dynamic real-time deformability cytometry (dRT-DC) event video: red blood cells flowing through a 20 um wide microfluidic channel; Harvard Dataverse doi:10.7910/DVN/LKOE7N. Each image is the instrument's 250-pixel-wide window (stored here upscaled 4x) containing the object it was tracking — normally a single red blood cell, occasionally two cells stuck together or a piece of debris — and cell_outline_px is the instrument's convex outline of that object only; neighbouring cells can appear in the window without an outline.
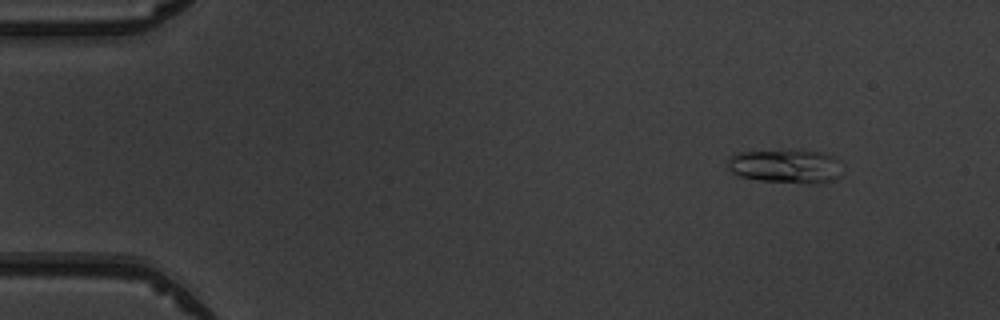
{"species": "common noctule bat (a hibernating species)", "species_latin": "Nyctalus noctula", "temperature_condition": "warm", "stored_images_in_passage": 3, "camera_frame_rate_fps": 3000, "um_per_image_px": 0.085, "animal": {"sex": "male", "body_mass_g": 19.5, "forearm_length_mm": 54.6}, "frame": {"image": 1, "passage_image": 1, "time_ms": 0.0, "image_size_px": [1000, 320], "cell_outline_px": [[840, 176], [832, 180], [816, 184], [808, 184], [760, 180], [740, 176], [732, 172], [728, 168], [728, 156], [736, 152], [800, 148], [820, 152], [832, 156], [840, 160]], "centroid_in_image_um": [66.78, 14.09], "position_along_channel_um": 18.2, "area_um2": 23.35}}